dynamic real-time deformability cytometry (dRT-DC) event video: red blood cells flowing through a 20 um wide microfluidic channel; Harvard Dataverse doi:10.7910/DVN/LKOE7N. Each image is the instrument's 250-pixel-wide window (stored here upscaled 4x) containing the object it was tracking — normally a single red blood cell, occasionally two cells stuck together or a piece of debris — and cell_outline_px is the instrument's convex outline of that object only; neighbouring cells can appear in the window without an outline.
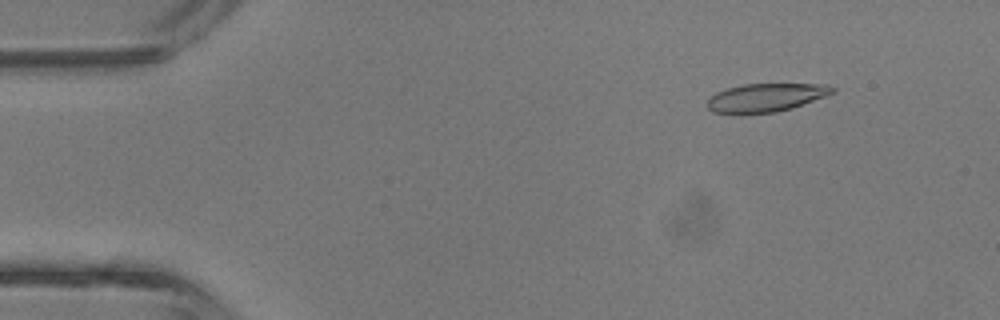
{"species": "common noctule bat (a hibernating species)", "species_latin": "Nyctalus noctula", "temperature_condition": "room temperature", "stored_images_in_passage": 43, "camera_frame_rate_fps": 3000, "um_per_image_px": 0.085, "animal": {"sex": "male", "body_mass_g": 13.3}, "frame": {"image": 1, "passage_image": 5, "time_ms": 1.333, "image_size_px": [1000, 320], "cell_outline_px": [[836, 92], [792, 108], [776, 112], [740, 116], [712, 112], [708, 108], [708, 100], [716, 92], [728, 88], [744, 84], [828, 84], [836, 88]], "centroid_in_image_um": [65.08, 8.33], "position_along_channel_um": 19.9, "area_um2": 21.15}}
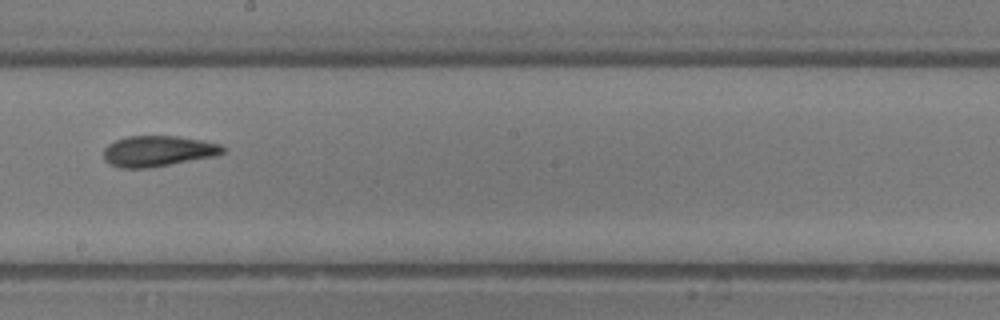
{"frame": {"image": 2, "passage_image": 24, "time_ms": 7.667, "image_size_px": [1000, 320], "cell_outline_px": [[224, 152], [216, 156], [148, 168], [120, 168], [108, 164], [104, 160], [104, 148], [108, 144], [116, 140], [128, 136], [176, 136], [200, 140], [220, 144], [224, 148]], "centroid_in_image_um": [13.39, 12.85], "position_along_channel_um": 234.8, "area_um2": 21.33}}
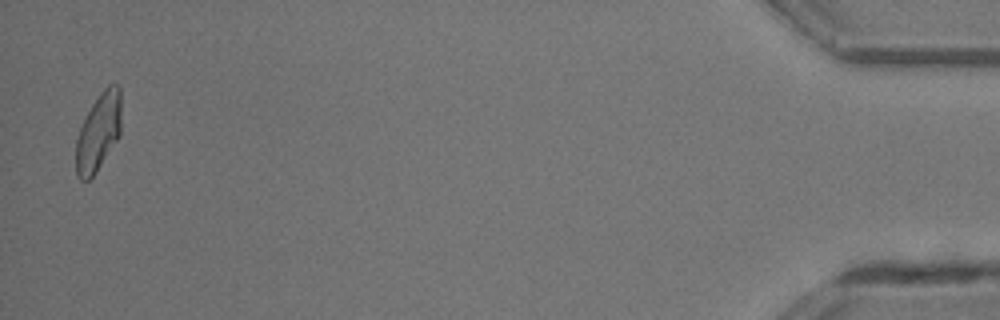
{"frame": {"image": 3, "passage_image": 42, "time_ms": 13.667, "image_size_px": [1000, 320], "cell_outline_px": [[120, 136], [96, 172], [88, 180], [80, 180], [76, 176], [76, 140], [80, 128], [92, 104], [100, 92], [108, 84], [120, 84]], "centroid_in_image_um": [8.37, 11.23], "position_along_channel_um": 426.8, "area_um2": 20.46}, "authors_computed_cell_mechanics": {"area_um2": 21.1548, "velocity_mm_per_s": 4.8051, "shape_relaxation_time_tau1_ms": 3.7139, "shape_relaxation_time_tau2_ms": 2.6178, "deformation_change_tau1": 0.1812, "deformation_change_tau2": 0.1175}}